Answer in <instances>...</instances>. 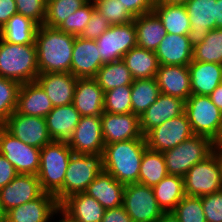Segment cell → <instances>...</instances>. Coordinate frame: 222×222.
<instances>
[{
  "label": "cell",
  "mask_w": 222,
  "mask_h": 222,
  "mask_svg": "<svg viewBox=\"0 0 222 222\" xmlns=\"http://www.w3.org/2000/svg\"><path fill=\"white\" fill-rule=\"evenodd\" d=\"M74 35L45 25L35 36L39 73H71Z\"/></svg>",
  "instance_id": "obj_1"
},
{
  "label": "cell",
  "mask_w": 222,
  "mask_h": 222,
  "mask_svg": "<svg viewBox=\"0 0 222 222\" xmlns=\"http://www.w3.org/2000/svg\"><path fill=\"white\" fill-rule=\"evenodd\" d=\"M147 149L146 139H132L105 144L103 170L123 184L138 183L139 170Z\"/></svg>",
  "instance_id": "obj_2"
},
{
  "label": "cell",
  "mask_w": 222,
  "mask_h": 222,
  "mask_svg": "<svg viewBox=\"0 0 222 222\" xmlns=\"http://www.w3.org/2000/svg\"><path fill=\"white\" fill-rule=\"evenodd\" d=\"M35 44H12L0 38V76L20 84L36 81L39 75Z\"/></svg>",
  "instance_id": "obj_3"
},
{
  "label": "cell",
  "mask_w": 222,
  "mask_h": 222,
  "mask_svg": "<svg viewBox=\"0 0 222 222\" xmlns=\"http://www.w3.org/2000/svg\"><path fill=\"white\" fill-rule=\"evenodd\" d=\"M73 150L66 142L52 141L40 150V168L37 177L43 192L55 195L64 183V177Z\"/></svg>",
  "instance_id": "obj_4"
},
{
  "label": "cell",
  "mask_w": 222,
  "mask_h": 222,
  "mask_svg": "<svg viewBox=\"0 0 222 222\" xmlns=\"http://www.w3.org/2000/svg\"><path fill=\"white\" fill-rule=\"evenodd\" d=\"M102 170V154L73 153L66 169L63 187L54 195L57 202L60 204L70 195L85 192Z\"/></svg>",
  "instance_id": "obj_5"
},
{
  "label": "cell",
  "mask_w": 222,
  "mask_h": 222,
  "mask_svg": "<svg viewBox=\"0 0 222 222\" xmlns=\"http://www.w3.org/2000/svg\"><path fill=\"white\" fill-rule=\"evenodd\" d=\"M212 145L210 138L193 135L176 147L165 150L163 156L168 174L184 177L196 163L212 154Z\"/></svg>",
  "instance_id": "obj_6"
},
{
  "label": "cell",
  "mask_w": 222,
  "mask_h": 222,
  "mask_svg": "<svg viewBox=\"0 0 222 222\" xmlns=\"http://www.w3.org/2000/svg\"><path fill=\"white\" fill-rule=\"evenodd\" d=\"M185 114L194 135L215 141L222 129V112L209 96L192 94L185 101Z\"/></svg>",
  "instance_id": "obj_7"
},
{
  "label": "cell",
  "mask_w": 222,
  "mask_h": 222,
  "mask_svg": "<svg viewBox=\"0 0 222 222\" xmlns=\"http://www.w3.org/2000/svg\"><path fill=\"white\" fill-rule=\"evenodd\" d=\"M183 179L187 196L200 197L222 190V172L213 154L196 163Z\"/></svg>",
  "instance_id": "obj_8"
},
{
  "label": "cell",
  "mask_w": 222,
  "mask_h": 222,
  "mask_svg": "<svg viewBox=\"0 0 222 222\" xmlns=\"http://www.w3.org/2000/svg\"><path fill=\"white\" fill-rule=\"evenodd\" d=\"M123 207L133 222H156L164 213L153 188L139 183L125 185Z\"/></svg>",
  "instance_id": "obj_9"
},
{
  "label": "cell",
  "mask_w": 222,
  "mask_h": 222,
  "mask_svg": "<svg viewBox=\"0 0 222 222\" xmlns=\"http://www.w3.org/2000/svg\"><path fill=\"white\" fill-rule=\"evenodd\" d=\"M40 150V148L25 144L0 125V154L13 165L19 174H38Z\"/></svg>",
  "instance_id": "obj_10"
},
{
  "label": "cell",
  "mask_w": 222,
  "mask_h": 222,
  "mask_svg": "<svg viewBox=\"0 0 222 222\" xmlns=\"http://www.w3.org/2000/svg\"><path fill=\"white\" fill-rule=\"evenodd\" d=\"M102 60V65L122 60V57L137 46L134 22L123 25H111L95 40Z\"/></svg>",
  "instance_id": "obj_11"
},
{
  "label": "cell",
  "mask_w": 222,
  "mask_h": 222,
  "mask_svg": "<svg viewBox=\"0 0 222 222\" xmlns=\"http://www.w3.org/2000/svg\"><path fill=\"white\" fill-rule=\"evenodd\" d=\"M1 125L29 146L42 149L53 141L44 117L23 115L15 110Z\"/></svg>",
  "instance_id": "obj_12"
},
{
  "label": "cell",
  "mask_w": 222,
  "mask_h": 222,
  "mask_svg": "<svg viewBox=\"0 0 222 222\" xmlns=\"http://www.w3.org/2000/svg\"><path fill=\"white\" fill-rule=\"evenodd\" d=\"M194 135L185 112L150 130L146 135L147 148L164 152Z\"/></svg>",
  "instance_id": "obj_13"
},
{
  "label": "cell",
  "mask_w": 222,
  "mask_h": 222,
  "mask_svg": "<svg viewBox=\"0 0 222 222\" xmlns=\"http://www.w3.org/2000/svg\"><path fill=\"white\" fill-rule=\"evenodd\" d=\"M68 145L73 153L102 154L105 144L100 116H81Z\"/></svg>",
  "instance_id": "obj_14"
},
{
  "label": "cell",
  "mask_w": 222,
  "mask_h": 222,
  "mask_svg": "<svg viewBox=\"0 0 222 222\" xmlns=\"http://www.w3.org/2000/svg\"><path fill=\"white\" fill-rule=\"evenodd\" d=\"M58 211L55 196L43 192L38 198L7 211L5 222H50Z\"/></svg>",
  "instance_id": "obj_15"
},
{
  "label": "cell",
  "mask_w": 222,
  "mask_h": 222,
  "mask_svg": "<svg viewBox=\"0 0 222 222\" xmlns=\"http://www.w3.org/2000/svg\"><path fill=\"white\" fill-rule=\"evenodd\" d=\"M217 0H187L186 7L190 19L189 41L193 47L200 44L208 32L216 28Z\"/></svg>",
  "instance_id": "obj_16"
},
{
  "label": "cell",
  "mask_w": 222,
  "mask_h": 222,
  "mask_svg": "<svg viewBox=\"0 0 222 222\" xmlns=\"http://www.w3.org/2000/svg\"><path fill=\"white\" fill-rule=\"evenodd\" d=\"M100 118L104 144L145 138L140 127V117L136 114L103 112Z\"/></svg>",
  "instance_id": "obj_17"
},
{
  "label": "cell",
  "mask_w": 222,
  "mask_h": 222,
  "mask_svg": "<svg viewBox=\"0 0 222 222\" xmlns=\"http://www.w3.org/2000/svg\"><path fill=\"white\" fill-rule=\"evenodd\" d=\"M42 193L37 175L21 173L0 189V203L6 213L14 207L38 198Z\"/></svg>",
  "instance_id": "obj_18"
},
{
  "label": "cell",
  "mask_w": 222,
  "mask_h": 222,
  "mask_svg": "<svg viewBox=\"0 0 222 222\" xmlns=\"http://www.w3.org/2000/svg\"><path fill=\"white\" fill-rule=\"evenodd\" d=\"M185 111V100L160 93L157 101L143 112L140 117V127L145 136L150 130L173 119Z\"/></svg>",
  "instance_id": "obj_19"
},
{
  "label": "cell",
  "mask_w": 222,
  "mask_h": 222,
  "mask_svg": "<svg viewBox=\"0 0 222 222\" xmlns=\"http://www.w3.org/2000/svg\"><path fill=\"white\" fill-rule=\"evenodd\" d=\"M102 67V60L95 40L76 36L74 40L71 74L76 78H94Z\"/></svg>",
  "instance_id": "obj_20"
},
{
  "label": "cell",
  "mask_w": 222,
  "mask_h": 222,
  "mask_svg": "<svg viewBox=\"0 0 222 222\" xmlns=\"http://www.w3.org/2000/svg\"><path fill=\"white\" fill-rule=\"evenodd\" d=\"M59 210L74 222H102L106 209L85 192L70 195L59 204Z\"/></svg>",
  "instance_id": "obj_21"
},
{
  "label": "cell",
  "mask_w": 222,
  "mask_h": 222,
  "mask_svg": "<svg viewBox=\"0 0 222 222\" xmlns=\"http://www.w3.org/2000/svg\"><path fill=\"white\" fill-rule=\"evenodd\" d=\"M36 81L46 92L53 107L73 103L77 78L71 73H42L37 76Z\"/></svg>",
  "instance_id": "obj_22"
},
{
  "label": "cell",
  "mask_w": 222,
  "mask_h": 222,
  "mask_svg": "<svg viewBox=\"0 0 222 222\" xmlns=\"http://www.w3.org/2000/svg\"><path fill=\"white\" fill-rule=\"evenodd\" d=\"M104 93L94 78H77L72 104L81 116H101Z\"/></svg>",
  "instance_id": "obj_23"
},
{
  "label": "cell",
  "mask_w": 222,
  "mask_h": 222,
  "mask_svg": "<svg viewBox=\"0 0 222 222\" xmlns=\"http://www.w3.org/2000/svg\"><path fill=\"white\" fill-rule=\"evenodd\" d=\"M155 78L163 94L185 101L192 95L188 66L160 65Z\"/></svg>",
  "instance_id": "obj_24"
},
{
  "label": "cell",
  "mask_w": 222,
  "mask_h": 222,
  "mask_svg": "<svg viewBox=\"0 0 222 222\" xmlns=\"http://www.w3.org/2000/svg\"><path fill=\"white\" fill-rule=\"evenodd\" d=\"M193 48L188 35L167 33L155 54L159 65L188 66L193 60Z\"/></svg>",
  "instance_id": "obj_25"
},
{
  "label": "cell",
  "mask_w": 222,
  "mask_h": 222,
  "mask_svg": "<svg viewBox=\"0 0 222 222\" xmlns=\"http://www.w3.org/2000/svg\"><path fill=\"white\" fill-rule=\"evenodd\" d=\"M125 184L102 170L89 184L85 193L96 199L106 210L123 205Z\"/></svg>",
  "instance_id": "obj_26"
},
{
  "label": "cell",
  "mask_w": 222,
  "mask_h": 222,
  "mask_svg": "<svg viewBox=\"0 0 222 222\" xmlns=\"http://www.w3.org/2000/svg\"><path fill=\"white\" fill-rule=\"evenodd\" d=\"M80 118L81 115L73 104L53 107L45 117L48 132L52 140L68 143Z\"/></svg>",
  "instance_id": "obj_27"
},
{
  "label": "cell",
  "mask_w": 222,
  "mask_h": 222,
  "mask_svg": "<svg viewBox=\"0 0 222 222\" xmlns=\"http://www.w3.org/2000/svg\"><path fill=\"white\" fill-rule=\"evenodd\" d=\"M52 109L51 100L37 81L20 85L16 107L18 113L45 118Z\"/></svg>",
  "instance_id": "obj_28"
},
{
  "label": "cell",
  "mask_w": 222,
  "mask_h": 222,
  "mask_svg": "<svg viewBox=\"0 0 222 222\" xmlns=\"http://www.w3.org/2000/svg\"><path fill=\"white\" fill-rule=\"evenodd\" d=\"M190 71L191 94L209 96L222 83V65L192 61Z\"/></svg>",
  "instance_id": "obj_29"
},
{
  "label": "cell",
  "mask_w": 222,
  "mask_h": 222,
  "mask_svg": "<svg viewBox=\"0 0 222 222\" xmlns=\"http://www.w3.org/2000/svg\"><path fill=\"white\" fill-rule=\"evenodd\" d=\"M137 46L151 51H156L160 42L167 35L161 20L152 11L135 17Z\"/></svg>",
  "instance_id": "obj_30"
},
{
  "label": "cell",
  "mask_w": 222,
  "mask_h": 222,
  "mask_svg": "<svg viewBox=\"0 0 222 222\" xmlns=\"http://www.w3.org/2000/svg\"><path fill=\"white\" fill-rule=\"evenodd\" d=\"M169 34L188 35L190 19L184 4L156 2L152 10Z\"/></svg>",
  "instance_id": "obj_31"
},
{
  "label": "cell",
  "mask_w": 222,
  "mask_h": 222,
  "mask_svg": "<svg viewBox=\"0 0 222 222\" xmlns=\"http://www.w3.org/2000/svg\"><path fill=\"white\" fill-rule=\"evenodd\" d=\"M122 61L130 70L134 80L154 78L160 66L155 51L138 46L127 52Z\"/></svg>",
  "instance_id": "obj_32"
},
{
  "label": "cell",
  "mask_w": 222,
  "mask_h": 222,
  "mask_svg": "<svg viewBox=\"0 0 222 222\" xmlns=\"http://www.w3.org/2000/svg\"><path fill=\"white\" fill-rule=\"evenodd\" d=\"M39 25L22 14H14L0 30V38L12 44H35Z\"/></svg>",
  "instance_id": "obj_33"
},
{
  "label": "cell",
  "mask_w": 222,
  "mask_h": 222,
  "mask_svg": "<svg viewBox=\"0 0 222 222\" xmlns=\"http://www.w3.org/2000/svg\"><path fill=\"white\" fill-rule=\"evenodd\" d=\"M152 188L158 205L164 212H171L186 195L184 179L180 176L168 174Z\"/></svg>",
  "instance_id": "obj_34"
},
{
  "label": "cell",
  "mask_w": 222,
  "mask_h": 222,
  "mask_svg": "<svg viewBox=\"0 0 222 222\" xmlns=\"http://www.w3.org/2000/svg\"><path fill=\"white\" fill-rule=\"evenodd\" d=\"M160 88L156 78L135 79L131 84L132 113L140 116L157 101Z\"/></svg>",
  "instance_id": "obj_35"
},
{
  "label": "cell",
  "mask_w": 222,
  "mask_h": 222,
  "mask_svg": "<svg viewBox=\"0 0 222 222\" xmlns=\"http://www.w3.org/2000/svg\"><path fill=\"white\" fill-rule=\"evenodd\" d=\"M94 79L104 92L119 86L131 85L134 81L122 60L103 64Z\"/></svg>",
  "instance_id": "obj_36"
},
{
  "label": "cell",
  "mask_w": 222,
  "mask_h": 222,
  "mask_svg": "<svg viewBox=\"0 0 222 222\" xmlns=\"http://www.w3.org/2000/svg\"><path fill=\"white\" fill-rule=\"evenodd\" d=\"M166 175H168V171L163 152L152 151L147 148L142 157L138 183L153 187Z\"/></svg>",
  "instance_id": "obj_37"
},
{
  "label": "cell",
  "mask_w": 222,
  "mask_h": 222,
  "mask_svg": "<svg viewBox=\"0 0 222 222\" xmlns=\"http://www.w3.org/2000/svg\"><path fill=\"white\" fill-rule=\"evenodd\" d=\"M222 65V28L208 32L206 38L193 48V60Z\"/></svg>",
  "instance_id": "obj_38"
},
{
  "label": "cell",
  "mask_w": 222,
  "mask_h": 222,
  "mask_svg": "<svg viewBox=\"0 0 222 222\" xmlns=\"http://www.w3.org/2000/svg\"><path fill=\"white\" fill-rule=\"evenodd\" d=\"M88 0H47L44 25L58 28L77 9Z\"/></svg>",
  "instance_id": "obj_39"
},
{
  "label": "cell",
  "mask_w": 222,
  "mask_h": 222,
  "mask_svg": "<svg viewBox=\"0 0 222 222\" xmlns=\"http://www.w3.org/2000/svg\"><path fill=\"white\" fill-rule=\"evenodd\" d=\"M104 112L132 113L131 85L119 86L104 93Z\"/></svg>",
  "instance_id": "obj_40"
},
{
  "label": "cell",
  "mask_w": 222,
  "mask_h": 222,
  "mask_svg": "<svg viewBox=\"0 0 222 222\" xmlns=\"http://www.w3.org/2000/svg\"><path fill=\"white\" fill-rule=\"evenodd\" d=\"M20 85L0 76V125L16 110Z\"/></svg>",
  "instance_id": "obj_41"
},
{
  "label": "cell",
  "mask_w": 222,
  "mask_h": 222,
  "mask_svg": "<svg viewBox=\"0 0 222 222\" xmlns=\"http://www.w3.org/2000/svg\"><path fill=\"white\" fill-rule=\"evenodd\" d=\"M179 222H207L202 207L201 196H187L171 211Z\"/></svg>",
  "instance_id": "obj_42"
},
{
  "label": "cell",
  "mask_w": 222,
  "mask_h": 222,
  "mask_svg": "<svg viewBox=\"0 0 222 222\" xmlns=\"http://www.w3.org/2000/svg\"><path fill=\"white\" fill-rule=\"evenodd\" d=\"M95 10L102 14L111 25L128 24L134 17L119 0H92Z\"/></svg>",
  "instance_id": "obj_43"
},
{
  "label": "cell",
  "mask_w": 222,
  "mask_h": 222,
  "mask_svg": "<svg viewBox=\"0 0 222 222\" xmlns=\"http://www.w3.org/2000/svg\"><path fill=\"white\" fill-rule=\"evenodd\" d=\"M94 10L95 6L93 1L88 0L82 7L71 14L58 29L74 36H80L87 26Z\"/></svg>",
  "instance_id": "obj_44"
},
{
  "label": "cell",
  "mask_w": 222,
  "mask_h": 222,
  "mask_svg": "<svg viewBox=\"0 0 222 222\" xmlns=\"http://www.w3.org/2000/svg\"><path fill=\"white\" fill-rule=\"evenodd\" d=\"M47 0H15L18 14L32 19L39 26L44 25Z\"/></svg>",
  "instance_id": "obj_45"
},
{
  "label": "cell",
  "mask_w": 222,
  "mask_h": 222,
  "mask_svg": "<svg viewBox=\"0 0 222 222\" xmlns=\"http://www.w3.org/2000/svg\"><path fill=\"white\" fill-rule=\"evenodd\" d=\"M207 222H222V190L201 196Z\"/></svg>",
  "instance_id": "obj_46"
},
{
  "label": "cell",
  "mask_w": 222,
  "mask_h": 222,
  "mask_svg": "<svg viewBox=\"0 0 222 222\" xmlns=\"http://www.w3.org/2000/svg\"><path fill=\"white\" fill-rule=\"evenodd\" d=\"M111 24L108 20L100 14L98 11L94 10L91 18L81 33L80 37L83 39L96 40L98 39Z\"/></svg>",
  "instance_id": "obj_47"
},
{
  "label": "cell",
  "mask_w": 222,
  "mask_h": 222,
  "mask_svg": "<svg viewBox=\"0 0 222 222\" xmlns=\"http://www.w3.org/2000/svg\"><path fill=\"white\" fill-rule=\"evenodd\" d=\"M119 2L135 18L152 12L157 0H119Z\"/></svg>",
  "instance_id": "obj_48"
},
{
  "label": "cell",
  "mask_w": 222,
  "mask_h": 222,
  "mask_svg": "<svg viewBox=\"0 0 222 222\" xmlns=\"http://www.w3.org/2000/svg\"><path fill=\"white\" fill-rule=\"evenodd\" d=\"M18 174L13 165L0 154V189L9 184Z\"/></svg>",
  "instance_id": "obj_49"
},
{
  "label": "cell",
  "mask_w": 222,
  "mask_h": 222,
  "mask_svg": "<svg viewBox=\"0 0 222 222\" xmlns=\"http://www.w3.org/2000/svg\"><path fill=\"white\" fill-rule=\"evenodd\" d=\"M102 222H133L131 217L128 215L127 211L123 205L107 209L104 213Z\"/></svg>",
  "instance_id": "obj_50"
},
{
  "label": "cell",
  "mask_w": 222,
  "mask_h": 222,
  "mask_svg": "<svg viewBox=\"0 0 222 222\" xmlns=\"http://www.w3.org/2000/svg\"><path fill=\"white\" fill-rule=\"evenodd\" d=\"M17 13V4L15 0H0V30L7 21Z\"/></svg>",
  "instance_id": "obj_51"
},
{
  "label": "cell",
  "mask_w": 222,
  "mask_h": 222,
  "mask_svg": "<svg viewBox=\"0 0 222 222\" xmlns=\"http://www.w3.org/2000/svg\"><path fill=\"white\" fill-rule=\"evenodd\" d=\"M209 97L222 112V83L216 87V89L209 95Z\"/></svg>",
  "instance_id": "obj_52"
},
{
  "label": "cell",
  "mask_w": 222,
  "mask_h": 222,
  "mask_svg": "<svg viewBox=\"0 0 222 222\" xmlns=\"http://www.w3.org/2000/svg\"><path fill=\"white\" fill-rule=\"evenodd\" d=\"M212 154L216 157L222 172V145H220L216 140L213 141Z\"/></svg>",
  "instance_id": "obj_53"
},
{
  "label": "cell",
  "mask_w": 222,
  "mask_h": 222,
  "mask_svg": "<svg viewBox=\"0 0 222 222\" xmlns=\"http://www.w3.org/2000/svg\"><path fill=\"white\" fill-rule=\"evenodd\" d=\"M216 28H222V0L216 1Z\"/></svg>",
  "instance_id": "obj_54"
},
{
  "label": "cell",
  "mask_w": 222,
  "mask_h": 222,
  "mask_svg": "<svg viewBox=\"0 0 222 222\" xmlns=\"http://www.w3.org/2000/svg\"><path fill=\"white\" fill-rule=\"evenodd\" d=\"M156 222H179L172 212H164Z\"/></svg>",
  "instance_id": "obj_55"
},
{
  "label": "cell",
  "mask_w": 222,
  "mask_h": 222,
  "mask_svg": "<svg viewBox=\"0 0 222 222\" xmlns=\"http://www.w3.org/2000/svg\"><path fill=\"white\" fill-rule=\"evenodd\" d=\"M187 0H157V2L170 3V4H184Z\"/></svg>",
  "instance_id": "obj_56"
},
{
  "label": "cell",
  "mask_w": 222,
  "mask_h": 222,
  "mask_svg": "<svg viewBox=\"0 0 222 222\" xmlns=\"http://www.w3.org/2000/svg\"><path fill=\"white\" fill-rule=\"evenodd\" d=\"M58 214L60 215L59 218L60 217L62 218H60L57 222H74L71 219H69L65 214H63L60 210L58 211Z\"/></svg>",
  "instance_id": "obj_57"
},
{
  "label": "cell",
  "mask_w": 222,
  "mask_h": 222,
  "mask_svg": "<svg viewBox=\"0 0 222 222\" xmlns=\"http://www.w3.org/2000/svg\"><path fill=\"white\" fill-rule=\"evenodd\" d=\"M0 222H5V212L0 203Z\"/></svg>",
  "instance_id": "obj_58"
},
{
  "label": "cell",
  "mask_w": 222,
  "mask_h": 222,
  "mask_svg": "<svg viewBox=\"0 0 222 222\" xmlns=\"http://www.w3.org/2000/svg\"><path fill=\"white\" fill-rule=\"evenodd\" d=\"M216 141H217L220 145H222V129H221V132H220L218 138L216 139Z\"/></svg>",
  "instance_id": "obj_59"
}]
</instances>
